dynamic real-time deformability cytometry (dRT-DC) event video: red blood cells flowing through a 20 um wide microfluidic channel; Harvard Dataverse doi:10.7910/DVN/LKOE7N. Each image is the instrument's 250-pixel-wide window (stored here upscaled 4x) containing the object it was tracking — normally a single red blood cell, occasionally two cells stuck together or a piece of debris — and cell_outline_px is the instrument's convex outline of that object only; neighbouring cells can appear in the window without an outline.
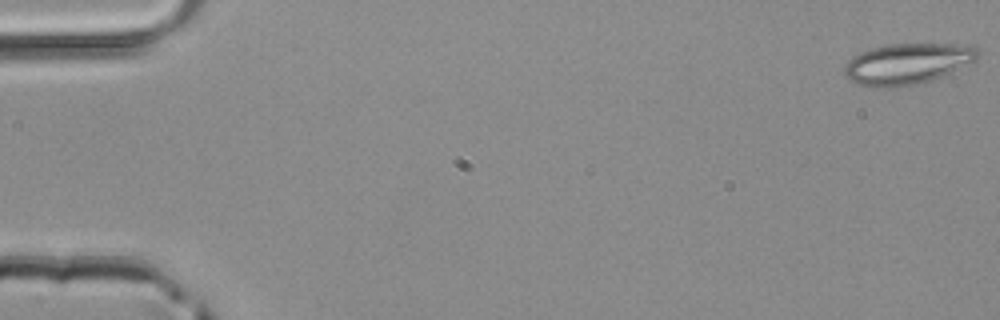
{"species": "common noctule bat (a hibernating species)", "species_latin": "Nyctalus noctula", "temperature_condition": "room temperature", "stored_images_in_passage": 12, "camera_frame_rate_fps": 3000, "um_per_image_px": 0.085, "animal": {"sex": "male", "body_mass_g": 20.4}, "frame": {"image": 1, "passage_image": 1, "time_ms": 0.0, "image_size_px": [1000, 320], "cell_outline_px": [[980, 52], [972, 60], [952, 72], [920, 84], [892, 88], [880, 88], [856, 84], [848, 80], [844, 72], [844, 68], [848, 60], [852, 56], [868, 48], [888, 44], [960, 44], [976, 48]], "centroid_in_image_um": [77.03, 5.43], "position_along_channel_um": 8.0, "area_um2": 31.85}}